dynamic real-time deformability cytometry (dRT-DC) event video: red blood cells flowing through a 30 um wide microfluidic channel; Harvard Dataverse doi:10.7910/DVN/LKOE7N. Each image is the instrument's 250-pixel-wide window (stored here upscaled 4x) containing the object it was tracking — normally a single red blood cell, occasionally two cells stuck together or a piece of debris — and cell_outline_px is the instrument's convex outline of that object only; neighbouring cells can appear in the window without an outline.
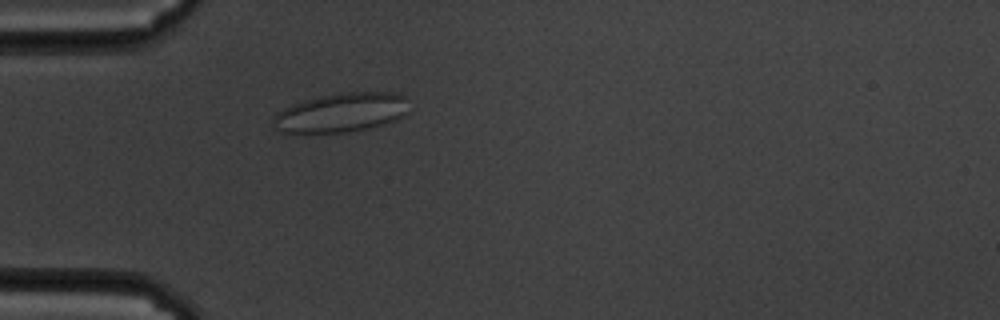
{"species": "common noctule bat (a hibernating species)", "species_latin": "Nyctalus noctula", "temperature_condition": "cold", "stored_images_in_passage": 55, "camera_frame_rate_fps": 3000, "um_per_image_px": 0.085, "animal": {"sex": "male", "body_mass_g": 19.5, "forearm_length_mm": 54.6}, "frame": {"image": 1, "passage_image": 13, "time_ms": 4.0, "image_size_px": [1000, 320], "cell_outline_px": [[408, 112], [396, 120], [368, 128], [348, 132], [280, 132], [276, 128], [272, 120], [276, 112], [292, 104], [304, 100], [324, 96], [348, 92], [400, 92], [408, 96]], "centroid_in_image_um": [29.07, 9.55], "position_along_channel_um": 55.9, "area_um2": 30.98}}
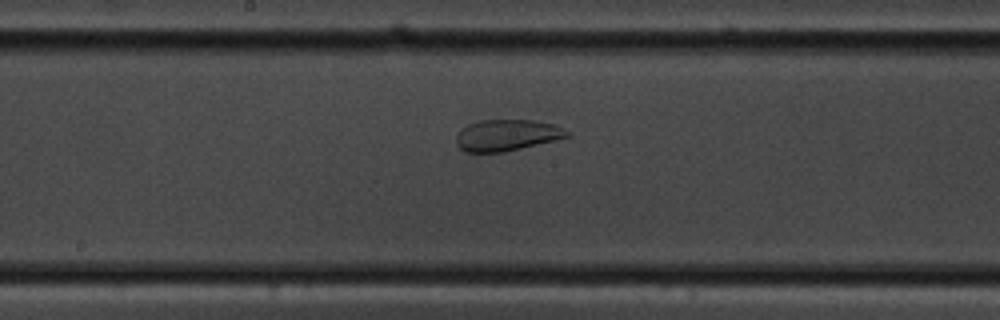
{"frame": {"image": 2, "passage_image": 27, "time_ms": 8.667, "image_size_px": [1000, 320], "cell_outline_px": [[572, 136], [504, 152], [464, 152], [456, 144], [456, 136], [460, 128], [468, 124], [480, 120], [536, 120], [552, 124], [568, 132]], "centroid_in_image_um": [43.04, 11.49], "position_along_channel_um": 205.2, "area_um2": 20.23}}
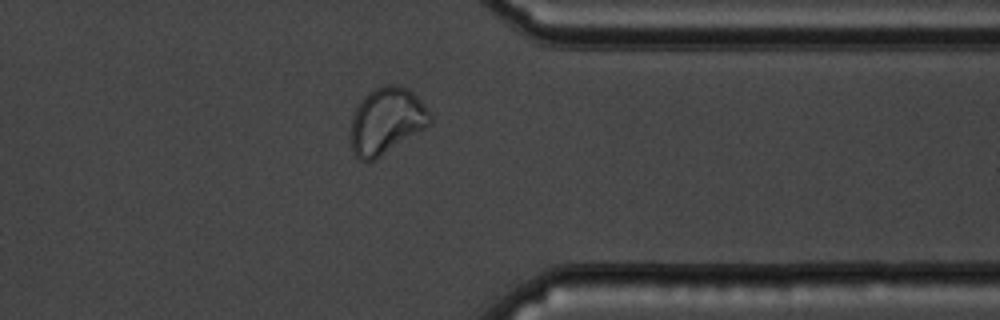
{"frame": {"image": 3, "passage_image": 43, "time_ms": 14.0, "image_size_px": [1000, 320], "cell_outline_px": [[432, 120], [424, 128], [376, 160], [360, 160], [352, 152], [352, 116], [360, 100], [368, 92], [376, 88], [388, 84], [396, 84], [408, 88], [428, 108], [432, 116]], "centroid_in_image_um": [32.86, 10.26], "position_along_channel_um": 378.5, "area_um2": 30.46}}